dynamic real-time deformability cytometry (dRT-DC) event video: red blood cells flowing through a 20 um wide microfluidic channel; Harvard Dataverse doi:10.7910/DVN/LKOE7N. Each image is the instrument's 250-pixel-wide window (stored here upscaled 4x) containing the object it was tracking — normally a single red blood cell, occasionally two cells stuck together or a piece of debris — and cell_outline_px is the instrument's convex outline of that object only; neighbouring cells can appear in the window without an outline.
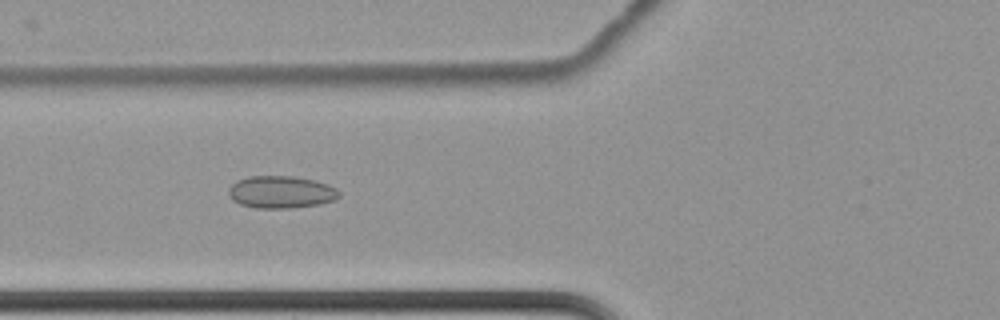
{"species": "common noctule bat (a hibernating species)", "species_latin": "Nyctalus noctula", "temperature_condition": "cold", "stored_images_in_passage": 9, "camera_frame_rate_fps": 3000, "um_per_image_px": 0.085, "animal": {"sex": "female", "body_mass_g": 22.7, "forearm_length_mm": 54.2}, "frame": {"image": 1, "passage_image": 8, "time_ms": 2.333, "image_size_px": [1000, 320], "cell_outline_px": [[340, 196], [336, 200], [320, 204], [292, 208], [256, 208], [240, 204], [232, 200], [228, 196], [228, 188], [236, 180], [248, 176], [292, 176], [312, 180], [328, 184], [336, 188], [340, 192]], "centroid_in_image_um": [23.87, 16.33], "position_along_channel_um": 101.9, "area_um2": 21.04}}
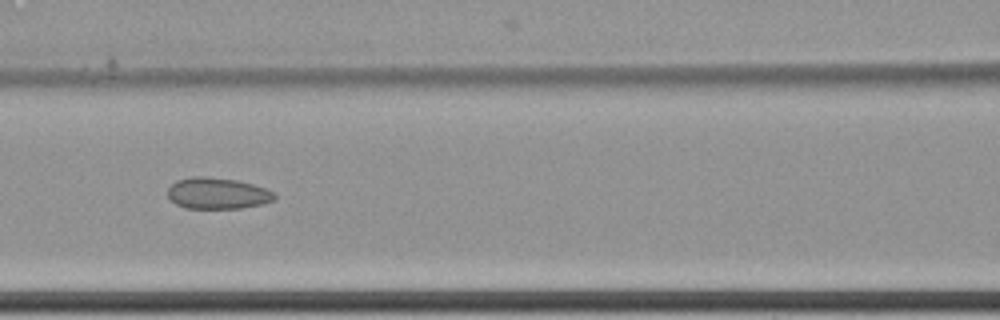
{"frame": {"image": 2, "passage_image": 9, "time_ms": 2.667, "image_size_px": [1000, 320], "cell_outline_px": [[276, 196], [272, 200], [260, 204], [240, 208], [184, 208], [176, 204], [168, 196], [168, 188], [176, 180], [192, 176], [204, 176], [236, 180], [252, 184], [264, 188], [272, 192]], "centroid_in_image_um": [18.43, 16.42], "position_along_channel_um": 148.2, "area_um2": 19.25}}